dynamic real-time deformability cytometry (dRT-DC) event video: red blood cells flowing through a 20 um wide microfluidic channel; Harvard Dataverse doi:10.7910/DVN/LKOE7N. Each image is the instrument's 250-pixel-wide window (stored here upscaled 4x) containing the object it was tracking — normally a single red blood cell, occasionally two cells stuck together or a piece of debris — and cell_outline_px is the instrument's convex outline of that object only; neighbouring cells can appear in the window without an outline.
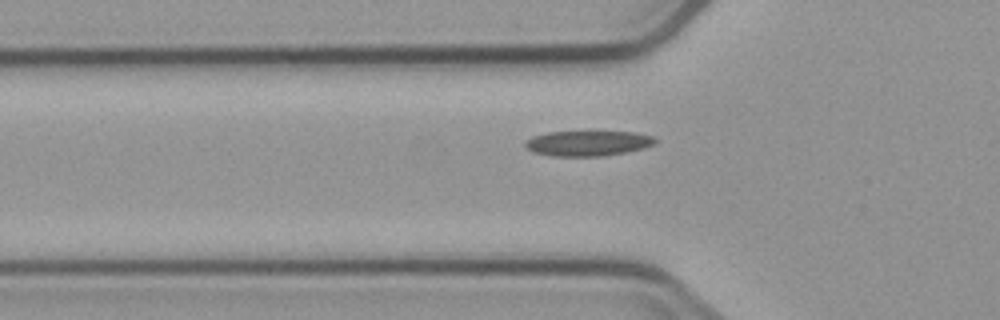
{"species": "common noctule bat (a hibernating species)", "species_latin": "Nyctalus noctula", "temperature_condition": "cold", "stored_images_in_passage": 7, "segment_of_instrument_passage": [2, 2], "camera_frame_rate_fps": 3000, "um_per_image_px": 0.085, "animal": {"sex": "male", "body_mass_g": 23.1, "forearm_length_mm": 52.7}, "frame": {"image": 1, "passage_image": 7, "time_ms": 7.0, "image_size_px": [1000, 320], "cell_outline_px": [[656, 144], [644, 148], [624, 152], [600, 156], [552, 156], [532, 152], [524, 144], [524, 140], [532, 136], [548, 132], [588, 128], [636, 132], [652, 136], [656, 140]], "centroid_in_image_um": [49.96, 12.11], "position_along_channel_um": 75.8, "area_um2": 20.35}}